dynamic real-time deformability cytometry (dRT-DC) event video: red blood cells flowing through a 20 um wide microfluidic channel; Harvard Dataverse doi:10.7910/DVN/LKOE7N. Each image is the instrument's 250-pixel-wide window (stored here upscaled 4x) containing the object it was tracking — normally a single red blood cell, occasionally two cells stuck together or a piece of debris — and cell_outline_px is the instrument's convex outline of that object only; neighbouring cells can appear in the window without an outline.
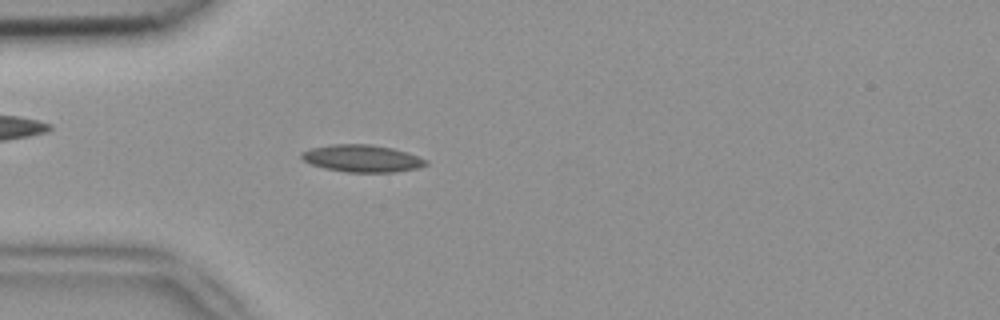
{"species": "common noctule bat (a hibernating species)", "species_latin": "Nyctalus noctula", "temperature_condition": "room temperature", "stored_images_in_passage": 33, "camera_frame_rate_fps": 3000, "um_per_image_px": 0.085, "animal": {"sex": "female", "body_mass_g": 18.4}, "frame": {"image": 1, "passage_image": 1, "time_ms": 0.0, "image_size_px": [1000, 320], "cell_outline_px": [[428, 164], [416, 168], [392, 172], [348, 172], [324, 168], [312, 164], [304, 160], [300, 156], [300, 152], [312, 148], [332, 144], [372, 144], [392, 148], [408, 152], [428, 160]], "centroid_in_image_um": [30.78, 13.46], "position_along_channel_um": 54.2, "area_um2": 19.65}}
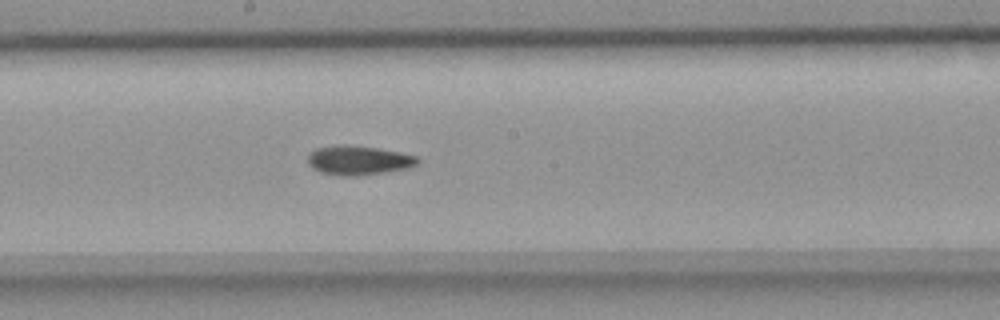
{"frame": {"image": 2, "passage_image": 14, "time_ms": 4.333, "image_size_px": [1000, 320], "cell_outline_px": [[420, 160], [416, 164], [408, 168], [388, 172], [356, 176], [340, 176], [320, 172], [312, 168], [308, 164], [308, 156], [316, 148], [336, 144], [344, 144], [376, 148], [400, 152], [416, 156]], "centroid_in_image_um": [30.46, 13.63], "position_along_channel_um": 217.7, "area_um2": 18.84}}
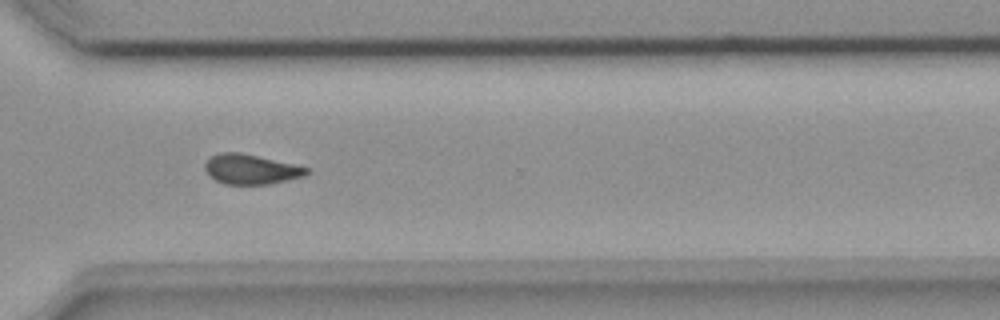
{"frame": {"image": 3, "passage_image": 24, "time_ms": 7.667, "image_size_px": [1000, 320], "cell_outline_px": [[308, 172], [304, 176], [268, 184], [224, 184], [208, 176], [204, 168], [204, 164], [212, 156], [220, 152], [240, 152], [292, 164], [308, 168]], "centroid_in_image_um": [21.27, 14.39], "position_along_channel_um": 349.3, "area_um2": 17.46}, "authors_computed_cell_mechanics": {"area_um2": 18.3804, "velocity_mm_per_s": 3.9332, "shape_relaxation_time_tau1_ms": null, "shape_relaxation_time_tau2_ms": 5.4753, "deformation_change_tau1": null, "deformation_change_tau2": 0.1286}}